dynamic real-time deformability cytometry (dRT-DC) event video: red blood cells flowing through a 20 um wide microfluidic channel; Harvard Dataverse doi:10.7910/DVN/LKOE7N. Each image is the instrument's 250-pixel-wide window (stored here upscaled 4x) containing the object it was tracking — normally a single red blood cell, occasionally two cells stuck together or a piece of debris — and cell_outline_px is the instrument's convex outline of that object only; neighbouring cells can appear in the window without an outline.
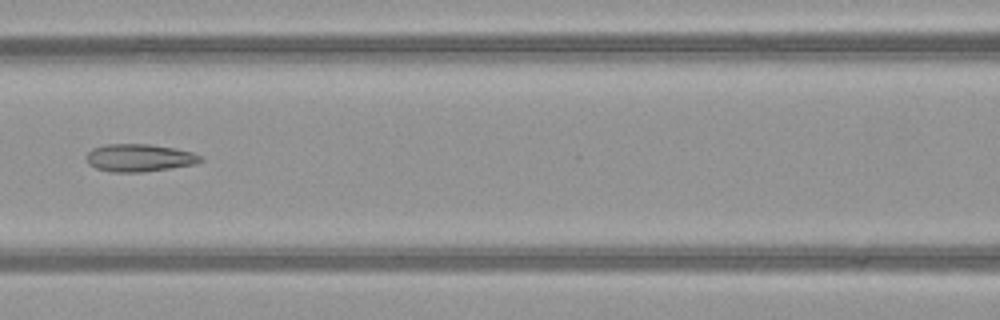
{"species": "common noctule bat (a hibernating species)", "species_latin": "Nyctalus noctula", "temperature_condition": "warm", "stored_images_in_passage": 6, "camera_frame_rate_fps": 3000, "um_per_image_px": 0.085, "animal": {"sex": "female", "body_mass_g": 21.9}, "frame": {"image": 1, "passage_image": 6, "time_ms": 1.667, "image_size_px": [1000, 320], "cell_outline_px": [[204, 160], [192, 164], [144, 172], [112, 172], [96, 168], [88, 164], [84, 156], [92, 148], [104, 144], [148, 144], [176, 148], [192, 152], [200, 156]], "centroid_in_image_um": [11.78, 13.4], "position_along_channel_um": 154.8, "area_um2": 18.38}}